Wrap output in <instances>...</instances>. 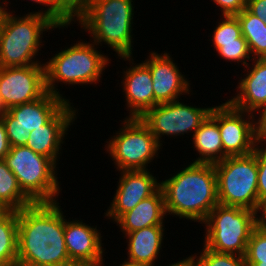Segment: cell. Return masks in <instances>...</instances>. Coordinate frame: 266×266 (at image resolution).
<instances>
[{
	"mask_svg": "<svg viewBox=\"0 0 266 266\" xmlns=\"http://www.w3.org/2000/svg\"><path fill=\"white\" fill-rule=\"evenodd\" d=\"M34 202L22 191L4 160H0V210L20 211Z\"/></svg>",
	"mask_w": 266,
	"mask_h": 266,
	"instance_id": "25",
	"label": "cell"
},
{
	"mask_svg": "<svg viewBox=\"0 0 266 266\" xmlns=\"http://www.w3.org/2000/svg\"><path fill=\"white\" fill-rule=\"evenodd\" d=\"M59 204L36 202L17 211V266H75L66 249V216Z\"/></svg>",
	"mask_w": 266,
	"mask_h": 266,
	"instance_id": "1",
	"label": "cell"
},
{
	"mask_svg": "<svg viewBox=\"0 0 266 266\" xmlns=\"http://www.w3.org/2000/svg\"><path fill=\"white\" fill-rule=\"evenodd\" d=\"M214 167L219 204L255 211L259 204L257 146L250 154L227 156Z\"/></svg>",
	"mask_w": 266,
	"mask_h": 266,
	"instance_id": "8",
	"label": "cell"
},
{
	"mask_svg": "<svg viewBox=\"0 0 266 266\" xmlns=\"http://www.w3.org/2000/svg\"><path fill=\"white\" fill-rule=\"evenodd\" d=\"M218 53L217 55L224 60L234 63H241L245 67L252 61L248 43L212 44Z\"/></svg>",
	"mask_w": 266,
	"mask_h": 266,
	"instance_id": "28",
	"label": "cell"
},
{
	"mask_svg": "<svg viewBox=\"0 0 266 266\" xmlns=\"http://www.w3.org/2000/svg\"><path fill=\"white\" fill-rule=\"evenodd\" d=\"M255 228L266 234V201L260 202L255 210Z\"/></svg>",
	"mask_w": 266,
	"mask_h": 266,
	"instance_id": "36",
	"label": "cell"
},
{
	"mask_svg": "<svg viewBox=\"0 0 266 266\" xmlns=\"http://www.w3.org/2000/svg\"><path fill=\"white\" fill-rule=\"evenodd\" d=\"M167 216L164 193L160 187L153 195L143 199L134 209L124 213L115 223L120 232L127 234L149 226H163Z\"/></svg>",
	"mask_w": 266,
	"mask_h": 266,
	"instance_id": "20",
	"label": "cell"
},
{
	"mask_svg": "<svg viewBox=\"0 0 266 266\" xmlns=\"http://www.w3.org/2000/svg\"><path fill=\"white\" fill-rule=\"evenodd\" d=\"M245 68L237 94L227 101L238 110L255 114L266 105V58L253 59Z\"/></svg>",
	"mask_w": 266,
	"mask_h": 266,
	"instance_id": "19",
	"label": "cell"
},
{
	"mask_svg": "<svg viewBox=\"0 0 266 266\" xmlns=\"http://www.w3.org/2000/svg\"><path fill=\"white\" fill-rule=\"evenodd\" d=\"M64 237L70 261L77 266H98L105 258L102 236L97 225L65 218ZM104 258V259H103Z\"/></svg>",
	"mask_w": 266,
	"mask_h": 266,
	"instance_id": "16",
	"label": "cell"
},
{
	"mask_svg": "<svg viewBox=\"0 0 266 266\" xmlns=\"http://www.w3.org/2000/svg\"><path fill=\"white\" fill-rule=\"evenodd\" d=\"M167 266H191V262L189 257H185L184 259L174 262L172 264H169Z\"/></svg>",
	"mask_w": 266,
	"mask_h": 266,
	"instance_id": "39",
	"label": "cell"
},
{
	"mask_svg": "<svg viewBox=\"0 0 266 266\" xmlns=\"http://www.w3.org/2000/svg\"><path fill=\"white\" fill-rule=\"evenodd\" d=\"M255 115L258 142L266 143V105L259 112L255 113ZM257 115H259V117Z\"/></svg>",
	"mask_w": 266,
	"mask_h": 266,
	"instance_id": "34",
	"label": "cell"
},
{
	"mask_svg": "<svg viewBox=\"0 0 266 266\" xmlns=\"http://www.w3.org/2000/svg\"><path fill=\"white\" fill-rule=\"evenodd\" d=\"M202 225H205L203 245L206 248L245 256L250 235L255 228V211L217 204Z\"/></svg>",
	"mask_w": 266,
	"mask_h": 266,
	"instance_id": "7",
	"label": "cell"
},
{
	"mask_svg": "<svg viewBox=\"0 0 266 266\" xmlns=\"http://www.w3.org/2000/svg\"><path fill=\"white\" fill-rule=\"evenodd\" d=\"M258 202L266 201V143L257 144Z\"/></svg>",
	"mask_w": 266,
	"mask_h": 266,
	"instance_id": "31",
	"label": "cell"
},
{
	"mask_svg": "<svg viewBox=\"0 0 266 266\" xmlns=\"http://www.w3.org/2000/svg\"><path fill=\"white\" fill-rule=\"evenodd\" d=\"M179 101L157 104L140 117L161 146V139L165 135L176 138L184 134H194L213 108L196 107Z\"/></svg>",
	"mask_w": 266,
	"mask_h": 266,
	"instance_id": "10",
	"label": "cell"
},
{
	"mask_svg": "<svg viewBox=\"0 0 266 266\" xmlns=\"http://www.w3.org/2000/svg\"><path fill=\"white\" fill-rule=\"evenodd\" d=\"M181 169L161 181L166 213L202 224L219 204L214 164L191 162Z\"/></svg>",
	"mask_w": 266,
	"mask_h": 266,
	"instance_id": "2",
	"label": "cell"
},
{
	"mask_svg": "<svg viewBox=\"0 0 266 266\" xmlns=\"http://www.w3.org/2000/svg\"><path fill=\"white\" fill-rule=\"evenodd\" d=\"M255 116L236 109L228 101L218 105V126L223 145V160L227 156L247 155L255 151L259 144Z\"/></svg>",
	"mask_w": 266,
	"mask_h": 266,
	"instance_id": "13",
	"label": "cell"
},
{
	"mask_svg": "<svg viewBox=\"0 0 266 266\" xmlns=\"http://www.w3.org/2000/svg\"><path fill=\"white\" fill-rule=\"evenodd\" d=\"M247 9L266 23V0H247Z\"/></svg>",
	"mask_w": 266,
	"mask_h": 266,
	"instance_id": "35",
	"label": "cell"
},
{
	"mask_svg": "<svg viewBox=\"0 0 266 266\" xmlns=\"http://www.w3.org/2000/svg\"><path fill=\"white\" fill-rule=\"evenodd\" d=\"M7 110L3 106L1 100H0V117L6 112Z\"/></svg>",
	"mask_w": 266,
	"mask_h": 266,
	"instance_id": "41",
	"label": "cell"
},
{
	"mask_svg": "<svg viewBox=\"0 0 266 266\" xmlns=\"http://www.w3.org/2000/svg\"><path fill=\"white\" fill-rule=\"evenodd\" d=\"M195 152L199 153L194 163L215 164L223 160V145L218 126V106H214L211 113L192 135Z\"/></svg>",
	"mask_w": 266,
	"mask_h": 266,
	"instance_id": "22",
	"label": "cell"
},
{
	"mask_svg": "<svg viewBox=\"0 0 266 266\" xmlns=\"http://www.w3.org/2000/svg\"><path fill=\"white\" fill-rule=\"evenodd\" d=\"M128 61L131 65L126 66L122 75V90L126 100V117L140 118L147 110L153 108L158 103L154 100L153 83L150 69L143 63H134L133 56L119 57Z\"/></svg>",
	"mask_w": 266,
	"mask_h": 266,
	"instance_id": "18",
	"label": "cell"
},
{
	"mask_svg": "<svg viewBox=\"0 0 266 266\" xmlns=\"http://www.w3.org/2000/svg\"><path fill=\"white\" fill-rule=\"evenodd\" d=\"M148 55L142 62L150 69L154 100L158 104L182 100L181 95H190V81L180 72L171 54L167 51L161 54L151 51Z\"/></svg>",
	"mask_w": 266,
	"mask_h": 266,
	"instance_id": "15",
	"label": "cell"
},
{
	"mask_svg": "<svg viewBox=\"0 0 266 266\" xmlns=\"http://www.w3.org/2000/svg\"><path fill=\"white\" fill-rule=\"evenodd\" d=\"M8 4H11V3H9V1H7V0H2V2L0 0V26L2 24L5 13L8 11V9H7Z\"/></svg>",
	"mask_w": 266,
	"mask_h": 266,
	"instance_id": "38",
	"label": "cell"
},
{
	"mask_svg": "<svg viewBox=\"0 0 266 266\" xmlns=\"http://www.w3.org/2000/svg\"><path fill=\"white\" fill-rule=\"evenodd\" d=\"M220 22L216 24L213 30L212 39L213 44H230V43H247L242 36L240 23L236 16H221Z\"/></svg>",
	"mask_w": 266,
	"mask_h": 266,
	"instance_id": "27",
	"label": "cell"
},
{
	"mask_svg": "<svg viewBox=\"0 0 266 266\" xmlns=\"http://www.w3.org/2000/svg\"><path fill=\"white\" fill-rule=\"evenodd\" d=\"M109 208L104 213L115 223L124 213L131 211L143 199L153 195L160 187L150 170H122Z\"/></svg>",
	"mask_w": 266,
	"mask_h": 266,
	"instance_id": "14",
	"label": "cell"
},
{
	"mask_svg": "<svg viewBox=\"0 0 266 266\" xmlns=\"http://www.w3.org/2000/svg\"><path fill=\"white\" fill-rule=\"evenodd\" d=\"M4 161L16 176L22 191L34 202H56L62 191L57 164L25 146L10 147ZM61 189V190H60Z\"/></svg>",
	"mask_w": 266,
	"mask_h": 266,
	"instance_id": "6",
	"label": "cell"
},
{
	"mask_svg": "<svg viewBox=\"0 0 266 266\" xmlns=\"http://www.w3.org/2000/svg\"><path fill=\"white\" fill-rule=\"evenodd\" d=\"M164 226H149L140 230L124 234L127 241V259L126 261L133 264L144 266H155L165 234Z\"/></svg>",
	"mask_w": 266,
	"mask_h": 266,
	"instance_id": "21",
	"label": "cell"
},
{
	"mask_svg": "<svg viewBox=\"0 0 266 266\" xmlns=\"http://www.w3.org/2000/svg\"><path fill=\"white\" fill-rule=\"evenodd\" d=\"M95 43L82 39L70 47L63 48L59 53L49 58L45 65L47 92L63 97L58 90V84L81 85L100 82L106 66L111 63L108 55L97 50ZM109 63V64H108ZM57 83V84H56Z\"/></svg>",
	"mask_w": 266,
	"mask_h": 266,
	"instance_id": "5",
	"label": "cell"
},
{
	"mask_svg": "<svg viewBox=\"0 0 266 266\" xmlns=\"http://www.w3.org/2000/svg\"><path fill=\"white\" fill-rule=\"evenodd\" d=\"M240 23L242 36L246 39L253 59L266 58V23L247 8L235 15Z\"/></svg>",
	"mask_w": 266,
	"mask_h": 266,
	"instance_id": "24",
	"label": "cell"
},
{
	"mask_svg": "<svg viewBox=\"0 0 266 266\" xmlns=\"http://www.w3.org/2000/svg\"><path fill=\"white\" fill-rule=\"evenodd\" d=\"M122 128L106 141L105 149L117 171L148 170L162 147L148 126L138 117H125ZM160 149V150H159ZM159 151V152H158ZM112 157V158H111Z\"/></svg>",
	"mask_w": 266,
	"mask_h": 266,
	"instance_id": "9",
	"label": "cell"
},
{
	"mask_svg": "<svg viewBox=\"0 0 266 266\" xmlns=\"http://www.w3.org/2000/svg\"><path fill=\"white\" fill-rule=\"evenodd\" d=\"M105 265V262L104 260L98 265V266H104ZM119 266H144V265H141V264H133V263H129L127 261L124 260V262H122V264L120 263Z\"/></svg>",
	"mask_w": 266,
	"mask_h": 266,
	"instance_id": "40",
	"label": "cell"
},
{
	"mask_svg": "<svg viewBox=\"0 0 266 266\" xmlns=\"http://www.w3.org/2000/svg\"><path fill=\"white\" fill-rule=\"evenodd\" d=\"M60 28H68L90 7L93 0H59Z\"/></svg>",
	"mask_w": 266,
	"mask_h": 266,
	"instance_id": "29",
	"label": "cell"
},
{
	"mask_svg": "<svg viewBox=\"0 0 266 266\" xmlns=\"http://www.w3.org/2000/svg\"><path fill=\"white\" fill-rule=\"evenodd\" d=\"M76 114L78 110L67 102L45 125L30 132L26 146L58 164L59 154H62L60 150L65 143L64 137L77 119Z\"/></svg>",
	"mask_w": 266,
	"mask_h": 266,
	"instance_id": "17",
	"label": "cell"
},
{
	"mask_svg": "<svg viewBox=\"0 0 266 266\" xmlns=\"http://www.w3.org/2000/svg\"><path fill=\"white\" fill-rule=\"evenodd\" d=\"M31 2L37 3L41 5V9L37 12H28V13H39L47 16L50 20H52L60 29V2L59 0H30ZM42 6L45 9H42ZM48 7V8H46ZM42 10V11H41Z\"/></svg>",
	"mask_w": 266,
	"mask_h": 266,
	"instance_id": "32",
	"label": "cell"
},
{
	"mask_svg": "<svg viewBox=\"0 0 266 266\" xmlns=\"http://www.w3.org/2000/svg\"><path fill=\"white\" fill-rule=\"evenodd\" d=\"M246 263H266V234L253 229L245 254Z\"/></svg>",
	"mask_w": 266,
	"mask_h": 266,
	"instance_id": "30",
	"label": "cell"
},
{
	"mask_svg": "<svg viewBox=\"0 0 266 266\" xmlns=\"http://www.w3.org/2000/svg\"><path fill=\"white\" fill-rule=\"evenodd\" d=\"M9 150L10 144L6 133L5 124L0 118V160H4Z\"/></svg>",
	"mask_w": 266,
	"mask_h": 266,
	"instance_id": "37",
	"label": "cell"
},
{
	"mask_svg": "<svg viewBox=\"0 0 266 266\" xmlns=\"http://www.w3.org/2000/svg\"><path fill=\"white\" fill-rule=\"evenodd\" d=\"M189 259L191 266H246L245 256L216 252L204 245L200 253L189 255Z\"/></svg>",
	"mask_w": 266,
	"mask_h": 266,
	"instance_id": "26",
	"label": "cell"
},
{
	"mask_svg": "<svg viewBox=\"0 0 266 266\" xmlns=\"http://www.w3.org/2000/svg\"><path fill=\"white\" fill-rule=\"evenodd\" d=\"M66 103L63 97L47 92L40 99L8 109L0 118L10 147L25 146L30 132L45 125Z\"/></svg>",
	"mask_w": 266,
	"mask_h": 266,
	"instance_id": "11",
	"label": "cell"
},
{
	"mask_svg": "<svg viewBox=\"0 0 266 266\" xmlns=\"http://www.w3.org/2000/svg\"><path fill=\"white\" fill-rule=\"evenodd\" d=\"M133 5V0H93L76 23L84 32L88 31L90 41L98 47L104 43L117 57H130L134 42Z\"/></svg>",
	"mask_w": 266,
	"mask_h": 266,
	"instance_id": "3",
	"label": "cell"
},
{
	"mask_svg": "<svg viewBox=\"0 0 266 266\" xmlns=\"http://www.w3.org/2000/svg\"><path fill=\"white\" fill-rule=\"evenodd\" d=\"M17 211L0 210V266H17Z\"/></svg>",
	"mask_w": 266,
	"mask_h": 266,
	"instance_id": "23",
	"label": "cell"
},
{
	"mask_svg": "<svg viewBox=\"0 0 266 266\" xmlns=\"http://www.w3.org/2000/svg\"><path fill=\"white\" fill-rule=\"evenodd\" d=\"M220 7L222 16H235L247 8V0H212Z\"/></svg>",
	"mask_w": 266,
	"mask_h": 266,
	"instance_id": "33",
	"label": "cell"
},
{
	"mask_svg": "<svg viewBox=\"0 0 266 266\" xmlns=\"http://www.w3.org/2000/svg\"><path fill=\"white\" fill-rule=\"evenodd\" d=\"M246 266H266V263H246Z\"/></svg>",
	"mask_w": 266,
	"mask_h": 266,
	"instance_id": "42",
	"label": "cell"
},
{
	"mask_svg": "<svg viewBox=\"0 0 266 266\" xmlns=\"http://www.w3.org/2000/svg\"><path fill=\"white\" fill-rule=\"evenodd\" d=\"M47 93L45 65L0 67V100L6 110Z\"/></svg>",
	"mask_w": 266,
	"mask_h": 266,
	"instance_id": "12",
	"label": "cell"
},
{
	"mask_svg": "<svg viewBox=\"0 0 266 266\" xmlns=\"http://www.w3.org/2000/svg\"><path fill=\"white\" fill-rule=\"evenodd\" d=\"M13 12L16 13L9 9L5 13L0 26V67L44 64L36 58L45 45L43 32L59 27L39 13H25L19 17Z\"/></svg>",
	"mask_w": 266,
	"mask_h": 266,
	"instance_id": "4",
	"label": "cell"
}]
</instances>
